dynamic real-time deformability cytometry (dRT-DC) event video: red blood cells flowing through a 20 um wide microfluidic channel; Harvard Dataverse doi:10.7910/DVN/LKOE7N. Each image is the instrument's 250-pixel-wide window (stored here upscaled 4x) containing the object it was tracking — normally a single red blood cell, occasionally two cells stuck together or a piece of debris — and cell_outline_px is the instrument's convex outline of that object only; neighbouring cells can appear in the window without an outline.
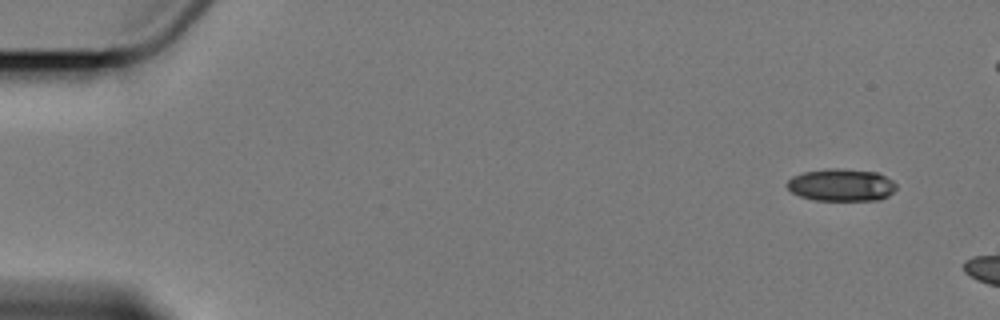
{"species": "Egyptian fruit bat (a non-hibernating species)", "species_latin": "Rousettus aegyptiacus", "temperature_condition": "cold", "stored_images_in_passage": 2, "camera_frame_rate_fps": 3000, "um_per_image_px": 0.085, "animal": {"sex": "female"}, "frame": {"image": 1, "passage_image": 1, "time_ms": 0.0, "image_size_px": [1000, 320], "cell_outline_px": [[896, 188], [888, 196], [880, 200], [812, 200], [800, 196], [792, 192], [788, 188], [788, 180], [792, 176], [804, 172], [828, 168], [836, 168], [876, 172], [892, 180], [896, 184]], "centroid_in_image_um": [71.51, 15.73], "position_along_channel_um": 13.5, "area_um2": 20.52}}